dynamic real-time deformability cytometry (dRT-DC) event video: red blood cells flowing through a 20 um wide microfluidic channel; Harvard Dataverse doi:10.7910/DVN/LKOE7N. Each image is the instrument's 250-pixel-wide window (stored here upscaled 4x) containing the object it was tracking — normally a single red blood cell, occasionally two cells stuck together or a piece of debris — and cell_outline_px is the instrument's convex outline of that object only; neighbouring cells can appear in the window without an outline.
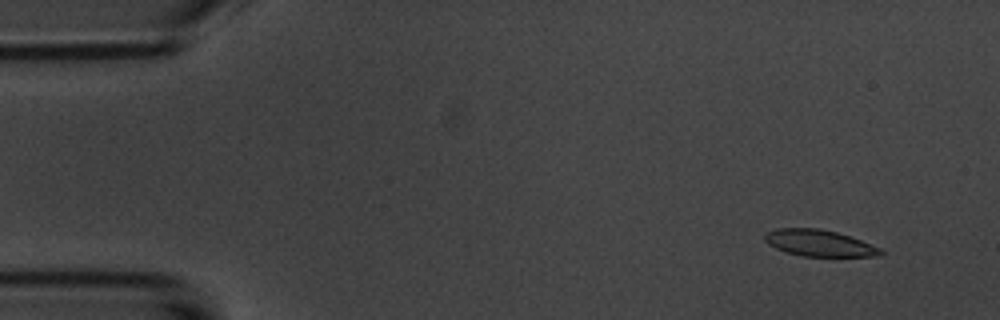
{"species": "common noctule bat (a hibernating species)", "species_latin": "Nyctalus noctula", "temperature_condition": "room temperature", "stored_images_in_passage": 5, "camera_frame_rate_fps": 3000, "um_per_image_px": 0.085, "animal": {"sex": "male", "body_mass_g": 20.1, "forearm_length_mm": 53.5}, "frame": {"image": 1, "passage_image": 1, "time_ms": 0.0, "image_size_px": [1000, 320], "cell_outline_px": [[884, 252], [880, 256], [804, 256], [788, 252], [776, 248], [768, 244], [764, 240], [764, 236], [768, 232], [776, 228], [820, 228], [836, 232], [860, 240], [880, 248]], "centroid_in_image_um": [69.62, 20.66], "position_along_channel_um": 15.4, "area_um2": 17.63}}
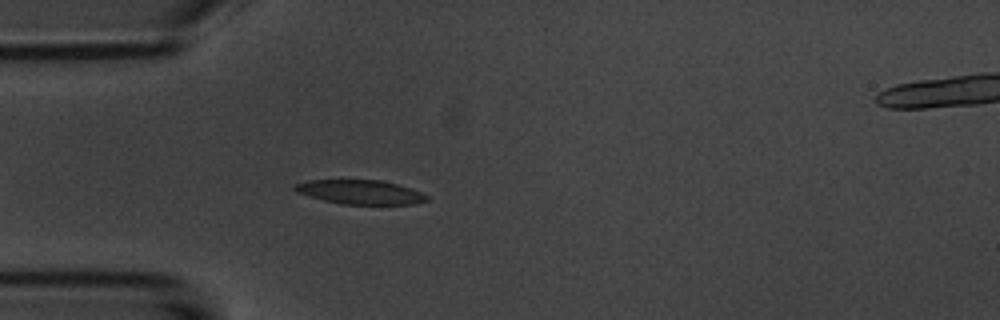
{"frame": {"image": 2, "passage_image": 4, "time_ms": 3.667, "image_size_px": [1000, 320], "cell_outline_px": [[428, 200], [416, 204], [340, 204], [324, 200], [296, 192], [292, 188], [292, 184], [308, 180], [380, 180], [396, 184], [420, 192], [428, 196]], "centroid_in_image_um": [30.57, 16.32], "position_along_channel_um": 54.4, "area_um2": 18.5}}